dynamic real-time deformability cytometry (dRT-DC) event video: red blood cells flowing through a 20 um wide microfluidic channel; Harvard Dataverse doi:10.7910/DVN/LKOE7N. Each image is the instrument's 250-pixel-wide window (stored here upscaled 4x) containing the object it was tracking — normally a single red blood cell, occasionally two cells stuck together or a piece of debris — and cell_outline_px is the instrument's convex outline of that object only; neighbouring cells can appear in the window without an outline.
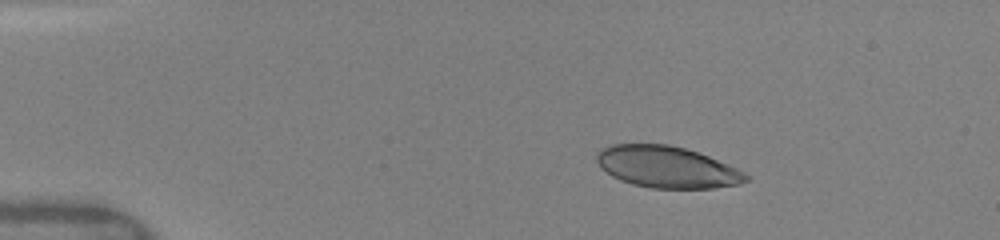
{"species": "human", "species_latin": "Homo sapiens", "temperature_condition": "warm", "stored_images_in_passage": 16, "camera_frame_rate_fps": 3000, "um_per_image_px": 0.085, "donor": {"sex": "female"}, "frame": {"image": 1, "passage_image": 1, "time_ms": 0.0, "image_size_px": [1000, 240], "cell_outline_px": [[752, 180], [740, 184], [712, 188], [652, 188], [632, 184], [620, 180], [612, 176], [600, 168], [596, 160], [596, 152], [600, 148], [612, 144], [668, 144], [684, 148], [708, 156], [728, 164], [752, 176]], "centroid_in_image_um": [56.69, 14.2], "position_along_channel_um": 28.3, "area_um2": 36.41}}
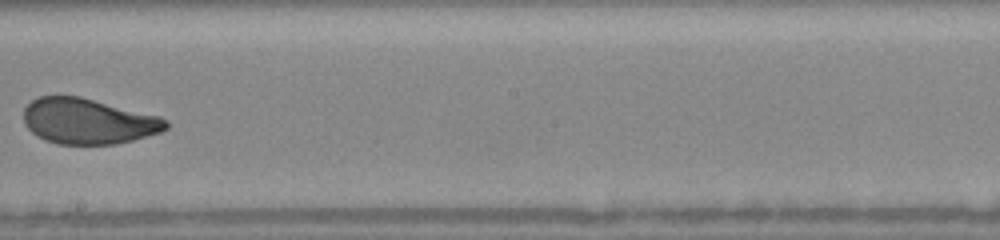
{"frame": {"image": 2, "passage_image": 8, "time_ms": 7.0, "image_size_px": [1000, 240], "cell_outline_px": [[168, 128], [160, 132], [132, 140], [116, 144], [56, 144], [44, 140], [36, 136], [24, 124], [24, 108], [32, 100], [40, 96], [80, 96], [160, 116], [168, 120]], "centroid_in_image_um": [7.48, 10.3], "position_along_channel_um": 240.7, "area_um2": 37.92}}
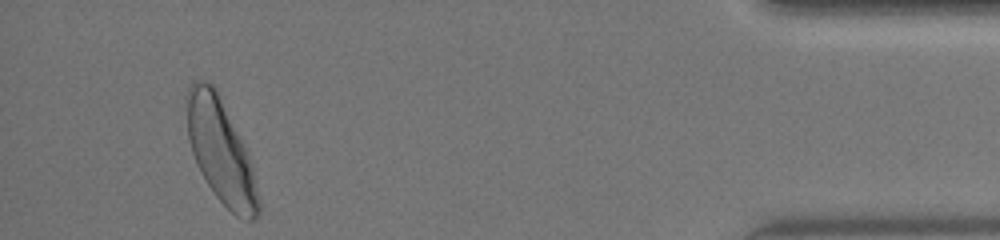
{"frame": {"image": 3, "passage_image": 15, "time_ms": 12.667, "image_size_px": [1000, 240], "cell_outline_px": [[260, 212], [252, 220], [248, 220], [236, 216], [216, 196], [200, 172], [196, 164], [188, 140], [184, 100], [184, 96], [188, 84], [192, 80], [204, 80], [212, 84], [216, 88], [248, 152], [252, 164], [260, 200]], "centroid_in_image_um": [18.72, 12.78], "position_along_channel_um": 416.5, "area_um2": 43.93}, "authors_computed_cell_mechanics": {"area_um2": 38.6104, "velocity_mm_per_s": 4.1077, "shape_relaxation_time_tau1_ms": 2.4257, "shape_relaxation_time_tau2_ms": null, "deformation_change_tau1": 0.0913, "deformation_change_tau2": null}}